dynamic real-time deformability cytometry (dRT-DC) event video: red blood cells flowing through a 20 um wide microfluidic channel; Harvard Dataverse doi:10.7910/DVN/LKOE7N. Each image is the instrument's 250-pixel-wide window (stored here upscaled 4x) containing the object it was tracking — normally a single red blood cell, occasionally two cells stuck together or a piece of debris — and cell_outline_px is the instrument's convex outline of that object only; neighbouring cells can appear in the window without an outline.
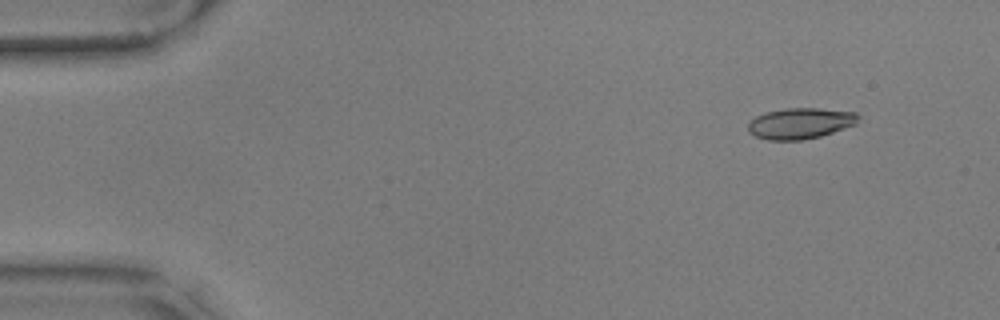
{"species": "common noctule bat (a hibernating species)", "species_latin": "Nyctalus noctula", "temperature_condition": "warm", "stored_images_in_passage": 44, "camera_frame_rate_fps": 3000, "um_per_image_px": 0.085, "animal": {"sex": "male", "body_mass_g": 17.9, "forearm_length_mm": 54.2}, "frame": {"image": 1, "passage_image": 1, "time_ms": 0.0, "image_size_px": [1000, 320], "cell_outline_px": [[860, 116], [856, 124], [820, 136], [800, 140], [768, 140], [756, 136], [748, 132], [748, 124], [756, 116], [764, 112], [788, 108], [820, 108], [856, 112]], "centroid_in_image_um": [68.03, 10.47], "position_along_channel_um": 17.0, "area_um2": 19.83}}
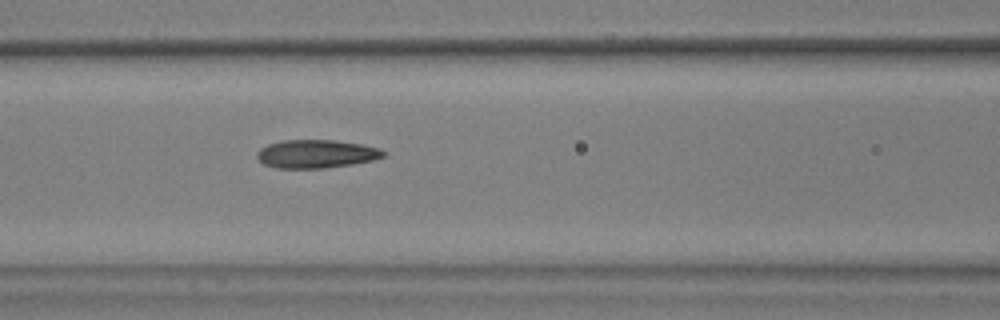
{"frame": {"image": 2, "passage_image": 20, "time_ms": 6.333, "image_size_px": [1000, 320], "cell_outline_px": [[384, 156], [372, 160], [352, 164], [324, 168], [276, 168], [264, 164], [256, 156], [256, 152], [260, 148], [268, 144], [284, 140], [336, 140], [360, 144], [380, 148], [384, 152]], "centroid_in_image_um": [26.85, 13.08], "position_along_channel_um": 139.7, "area_um2": 20.75}}
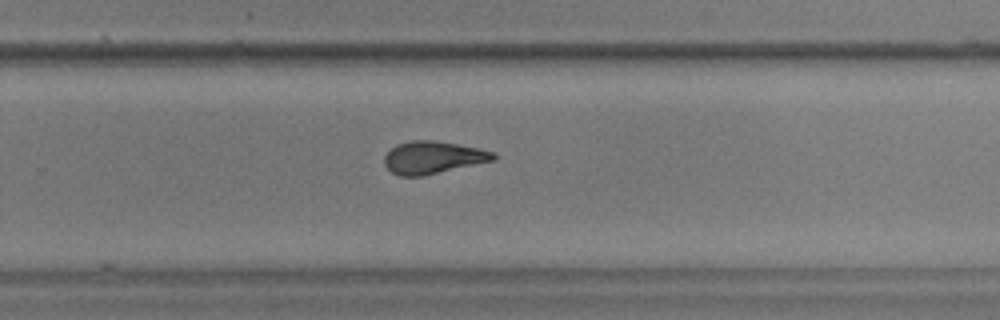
{"frame": {"image": 3, "passage_image": 33, "time_ms": 10.667, "image_size_px": [1000, 320], "cell_outline_px": [[496, 160], [424, 176], [400, 176], [392, 172], [384, 164], [384, 156], [396, 144], [412, 140], [432, 140], [480, 148], [496, 152]], "centroid_in_image_um": [36.83, 13.39], "position_along_channel_um": 293.0, "area_um2": 20.75}, "authors_computed_cell_mechanics": {"area_um2": 20.7502, "velocity_mm_per_s": 3.5447, "shape_relaxation_time_tau1_ms": 6.6658, "shape_relaxation_time_tau2_ms": 2.2931, "deformation_change_tau1": 0.2143, "deformation_change_tau2": 0.1083}}